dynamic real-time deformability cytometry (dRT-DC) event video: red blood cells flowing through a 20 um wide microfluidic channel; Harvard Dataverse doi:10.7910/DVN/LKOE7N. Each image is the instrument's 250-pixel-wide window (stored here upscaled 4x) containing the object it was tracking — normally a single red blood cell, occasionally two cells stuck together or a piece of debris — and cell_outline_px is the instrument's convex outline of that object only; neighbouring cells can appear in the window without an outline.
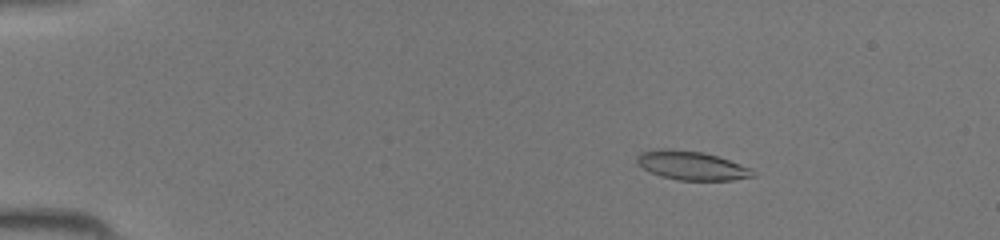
{"species": "common noctule bat (a hibernating species)", "species_latin": "Nyctalus noctula", "temperature_condition": "room temperature", "stored_images_in_passage": 45, "camera_frame_rate_fps": 3000, "um_per_image_px": 0.085, "animal": {"sex": "female", "body_mass_g": 19.5, "forearm_length_mm": 54.1}, "frame": {"image": 1, "passage_image": 8, "time_ms": 2.333, "image_size_px": [1000, 240], "cell_outline_px": [[756, 176], [732, 180], [680, 180], [660, 176], [636, 164], [636, 156], [640, 152], [660, 148], [672, 148], [704, 152], [752, 168]], "centroid_in_image_um": [58.76, 14.06], "position_along_channel_um": 26.2, "area_um2": 19.59}}
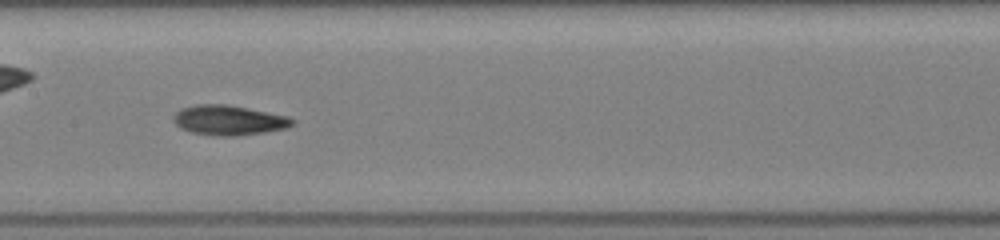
{"frame": {"image": 2, "passage_image": 24, "time_ms": 7.667, "image_size_px": [1000, 240], "cell_outline_px": [[296, 124], [288, 128], [264, 132], [236, 136], [220, 136], [192, 132], [180, 128], [172, 120], [172, 116], [180, 108], [196, 104], [228, 104], [288, 116], [296, 120]], "centroid_in_image_um": [19.46, 10.21], "position_along_channel_um": 187.9, "area_um2": 20.92}}
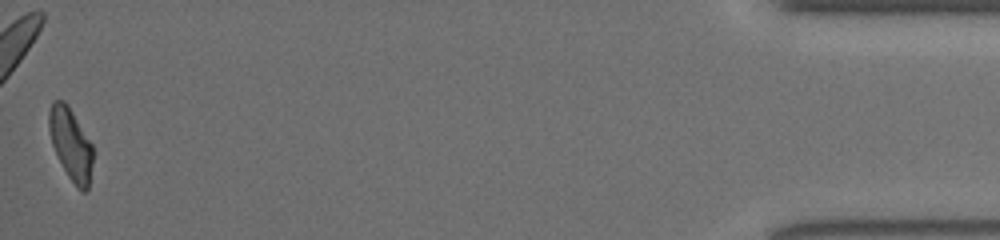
{"frame": {"image": 3, "passage_image": 45, "time_ms": 14.667, "image_size_px": [1000, 240], "cell_outline_px": [[92, 164], [88, 188], [84, 192], [80, 192], [76, 188], [68, 176], [52, 144], [48, 128], [48, 112], [52, 100], [64, 100], [68, 104], [92, 144]], "centroid_in_image_um": [6.0, 12.22], "position_along_channel_um": 429.2, "area_um2": 18.38}}